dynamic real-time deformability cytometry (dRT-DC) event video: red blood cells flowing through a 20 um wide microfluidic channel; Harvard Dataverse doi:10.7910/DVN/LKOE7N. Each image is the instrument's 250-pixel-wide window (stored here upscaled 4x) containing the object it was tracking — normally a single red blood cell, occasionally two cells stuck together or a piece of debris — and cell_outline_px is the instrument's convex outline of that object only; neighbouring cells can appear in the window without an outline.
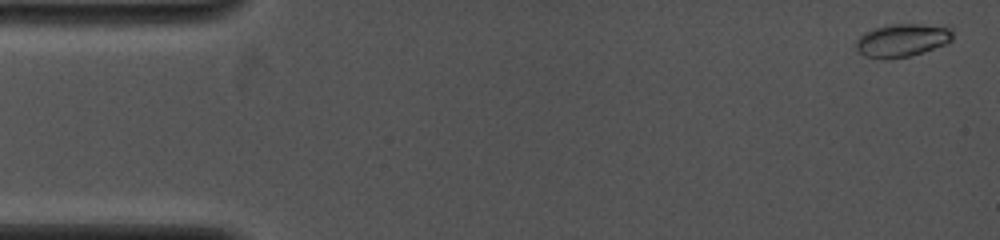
{"species": "common noctule bat (a hibernating species)", "species_latin": "Nyctalus noctula", "temperature_condition": "cold", "stored_images_in_passage": 5, "camera_frame_rate_fps": 4000, "um_per_image_px": 0.085, "animal": {"sex": "female", "body_mass_g": 19.0, "forearm_length_mm": 53.3}, "frame": {"image": 1, "passage_image": 1, "time_ms": 0.0, "image_size_px": [1000, 240], "cell_outline_px": [[952, 40], [948, 44], [912, 56], [888, 60], [884, 60], [864, 56], [856, 48], [856, 40], [864, 32], [876, 28], [892, 24], [920, 24], [952, 28]], "centroid_in_image_um": [76.69, 3.45], "position_along_channel_um": 8.3, "area_um2": 18.84}}